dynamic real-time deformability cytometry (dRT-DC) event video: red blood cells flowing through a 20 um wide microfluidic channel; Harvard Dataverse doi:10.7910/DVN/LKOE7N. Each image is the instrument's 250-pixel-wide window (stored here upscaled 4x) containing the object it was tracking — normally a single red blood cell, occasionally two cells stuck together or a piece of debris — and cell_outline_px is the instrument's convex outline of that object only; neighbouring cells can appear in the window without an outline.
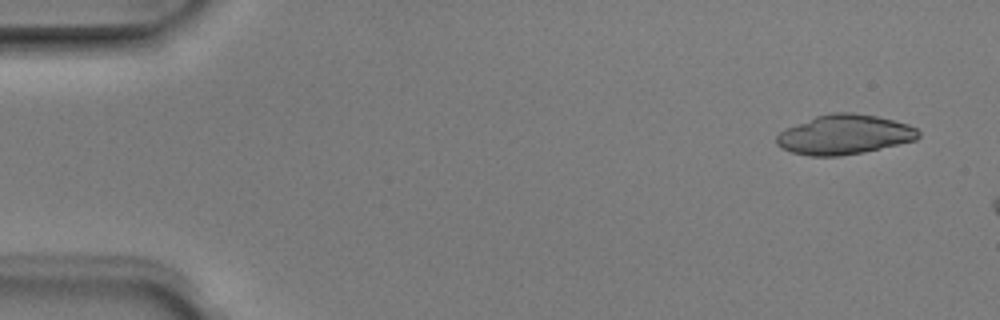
{"species": "Egyptian fruit bat (a non-hibernating species)", "species_latin": "Rousettus aegyptiacus", "temperature_condition": "room temperature", "stored_images_in_passage": 4, "camera_frame_rate_fps": 3000, "um_per_image_px": 0.085, "animal": {"sex": "male"}, "frame": {"image": 1, "passage_image": 1, "time_ms": 0.0, "image_size_px": [1000, 320], "cell_outline_px": [[920, 136], [916, 140], [864, 152], [840, 156], [808, 156], [792, 152], [776, 144], [776, 136], [780, 132], [788, 128], [816, 116], [832, 112], [852, 112], [876, 116], [908, 124], [916, 128], [920, 132]], "centroid_in_image_um": [71.79, 11.44], "position_along_channel_um": 13.2, "area_um2": 32.54}}